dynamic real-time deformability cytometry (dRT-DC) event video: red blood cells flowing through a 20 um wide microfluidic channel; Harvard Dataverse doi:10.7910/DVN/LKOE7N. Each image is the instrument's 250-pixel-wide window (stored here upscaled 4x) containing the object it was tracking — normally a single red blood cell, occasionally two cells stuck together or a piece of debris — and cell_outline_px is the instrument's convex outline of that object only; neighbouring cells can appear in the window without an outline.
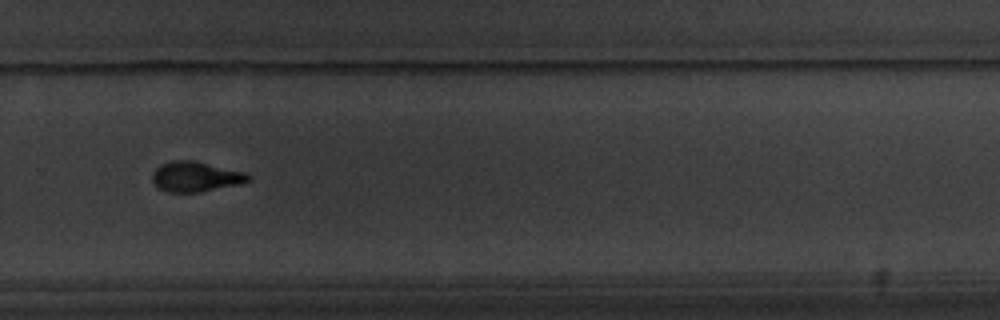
{"species": "common noctule bat (a hibernating species)", "species_latin": "Nyctalus noctula", "temperature_condition": "warm", "stored_images_in_passage": 12, "camera_frame_rate_fps": 3000, "um_per_image_px": 0.085, "animal": {"sex": "male", "body_mass_g": 20.1, "forearm_length_mm": 53.5}, "frame": {"image": 1, "passage_image": 7, "time_ms": 7.0, "image_size_px": [1000, 320], "cell_outline_px": [[252, 180], [240, 184], [200, 192], [168, 192], [156, 188], [152, 180], [152, 172], [160, 164], [172, 160], [192, 160], [248, 172], [252, 176]], "centroid_in_image_um": [16.65, 15.01], "position_along_channel_um": 313.2, "area_um2": 17.22}}
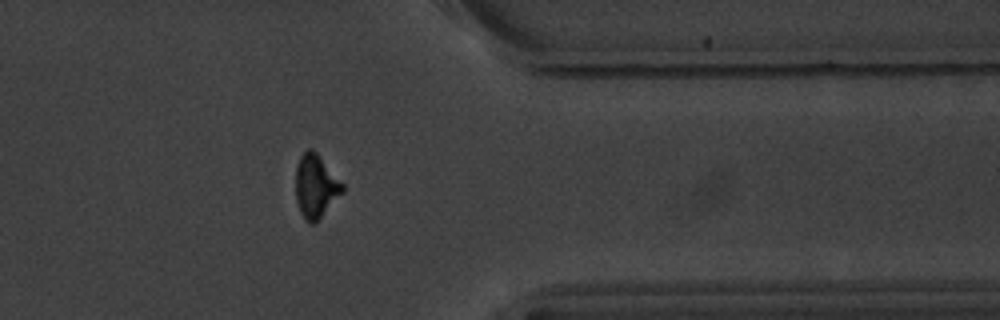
{"frame": {"image": 2, "passage_image": 9, "time_ms": 9.333, "image_size_px": [1000, 320], "cell_outline_px": [[344, 192], [316, 224], [308, 224], [304, 220], [300, 212], [296, 200], [296, 164], [300, 156], [308, 148], [312, 148], [316, 152], [344, 184]], "centroid_in_image_um": [26.84, 15.87], "position_along_channel_um": 384.6, "area_um2": 17.63}}